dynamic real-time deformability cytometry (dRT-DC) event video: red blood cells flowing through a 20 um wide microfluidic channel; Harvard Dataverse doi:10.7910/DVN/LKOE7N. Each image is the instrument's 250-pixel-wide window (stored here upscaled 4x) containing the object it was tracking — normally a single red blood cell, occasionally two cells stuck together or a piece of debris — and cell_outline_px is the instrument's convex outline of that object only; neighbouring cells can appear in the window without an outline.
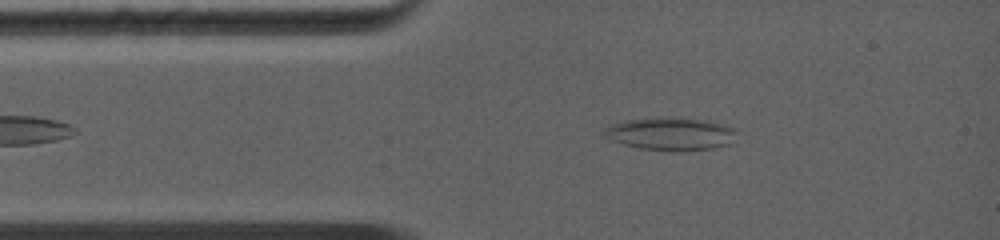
{"species": "common noctule bat (a hibernating species)", "species_latin": "Nyctalus noctula", "temperature_condition": "warm", "stored_images_in_passage": 36, "camera_frame_rate_fps": 5000, "um_per_image_px": 0.085, "animal": {"sex": "female", "body_mass_g": 19.0, "forearm_length_mm": 56.7}, "frame": {"image": 1, "passage_image": 4, "time_ms": 1.0, "image_size_px": [1000, 240], "cell_outline_px": [[736, 132], [728, 144], [716, 148], [684, 152], [672, 152], [640, 148], [624, 144], [612, 140], [604, 136], [604, 128], [612, 124], [624, 120], [656, 116], [680, 116], [708, 120], [728, 124], [736, 128]], "centroid_in_image_um": [57.04, 11.35], "position_along_channel_um": 28.0, "area_um2": 26.3}}
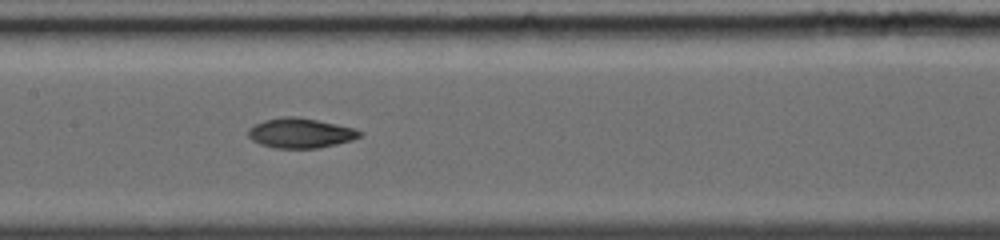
{"frame": {"image": 2, "passage_image": 15, "time_ms": 4.8, "image_size_px": [1000, 240], "cell_outline_px": [[364, 132], [360, 136], [352, 140], [336, 144], [316, 148], [276, 148], [260, 144], [252, 140], [248, 136], [248, 128], [252, 124], [264, 120], [280, 116], [296, 116], [356, 128]], "centroid_in_image_um": [25.51, 11.3], "position_along_channel_um": 181.9, "area_um2": 19.54}}
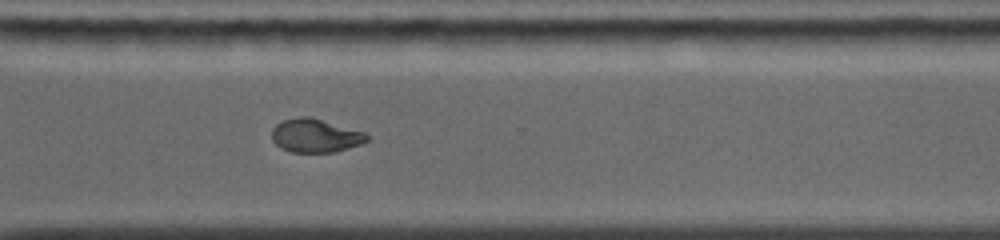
{"frame": {"image": 3, "passage_image": 26, "time_ms": 8.4, "image_size_px": [1000, 240], "cell_outline_px": [[368, 140], [360, 144], [332, 152], [292, 152], [280, 148], [272, 140], [272, 128], [276, 124], [284, 120], [300, 116], [308, 116], [364, 132], [368, 136]], "centroid_in_image_um": [26.76, 11.53], "position_along_channel_um": 343.8, "area_um2": 18.32}, "authors_computed_cell_mechanics": {"area_um2": 19.2474, "velocity_mm_per_s": 4.4986, "shape_relaxation_time_tau1_ms": null, "shape_relaxation_time_tau2_ms": 4.3729, "deformation_change_tau1": null, "deformation_change_tau2": 0.0834}}